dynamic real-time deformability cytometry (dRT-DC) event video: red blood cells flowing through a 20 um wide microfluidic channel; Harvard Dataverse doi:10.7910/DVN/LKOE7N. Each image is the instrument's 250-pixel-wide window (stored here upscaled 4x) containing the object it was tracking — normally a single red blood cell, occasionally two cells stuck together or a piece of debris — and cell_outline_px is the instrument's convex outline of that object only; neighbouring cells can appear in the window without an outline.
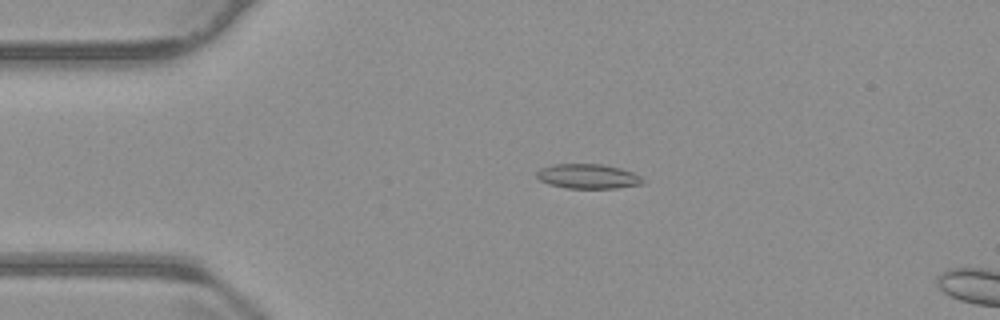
{"species": "common noctule bat (a hibernating species)", "species_latin": "Nyctalus noctula", "temperature_condition": "warm", "stored_images_in_passage": 16, "camera_frame_rate_fps": 3000, "um_per_image_px": 0.085, "animal": {"sex": "male", "body_mass_g": 23.1, "forearm_length_mm": 52.7}, "frame": {"image": 1, "passage_image": 12, "time_ms": 3.667, "image_size_px": [1000, 320], "cell_outline_px": [[644, 184], [616, 188], [568, 188], [548, 184], [540, 180], [536, 176], [536, 172], [540, 168], [552, 164], [604, 164], [620, 168], [632, 172], [640, 176], [644, 180]], "centroid_in_image_um": [49.97, 14.98], "position_along_channel_um": 35.0, "area_um2": 15.32}}